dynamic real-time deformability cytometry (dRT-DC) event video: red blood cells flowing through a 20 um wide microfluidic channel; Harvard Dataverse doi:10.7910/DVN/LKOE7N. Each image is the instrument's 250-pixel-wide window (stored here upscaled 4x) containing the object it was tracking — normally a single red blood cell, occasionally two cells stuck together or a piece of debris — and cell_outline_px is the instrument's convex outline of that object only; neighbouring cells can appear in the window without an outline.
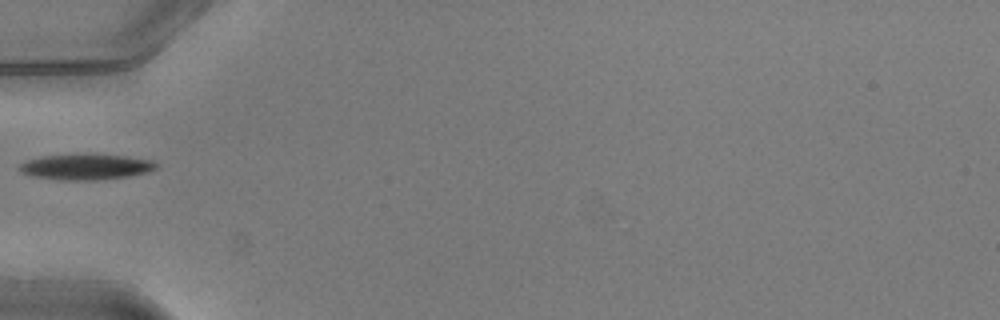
{"species": "common noctule bat (a hibernating species)", "species_latin": "Nyctalus noctula", "temperature_condition": "warm", "stored_images_in_passage": 19, "camera_frame_rate_fps": 3000, "um_per_image_px": 0.085, "animal": {"sex": "male", "body_mass_g": 20.5, "forearm_length_mm": 52.5}, "frame": {"image": 1, "passage_image": 1, "time_ms": 0.0, "image_size_px": [1000, 320], "cell_outline_px": [[160, 164], [156, 168], [148, 172], [128, 176], [96, 180], [60, 180], [32, 176], [24, 172], [20, 168], [20, 164], [28, 160], [40, 156], [84, 152], [124, 156], [152, 160]], "centroid_in_image_um": [7.33, 14.15], "position_along_channel_um": 77.7, "area_um2": 20.87}}
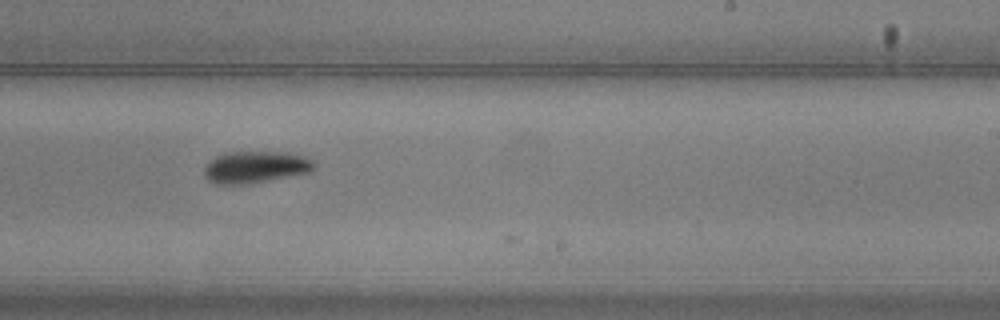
{"frame": {"image": 2, "passage_image": 15, "time_ms": 4.667, "image_size_px": [1000, 320], "cell_outline_px": [[316, 168], [312, 172], [252, 184], [216, 184], [208, 180], [204, 176], [204, 168], [208, 160], [216, 156], [228, 152], [288, 152], [304, 156], [312, 160], [316, 164]], "centroid_in_image_um": [21.74, 14.21], "position_along_channel_um": 267.3, "area_um2": 20.87}}
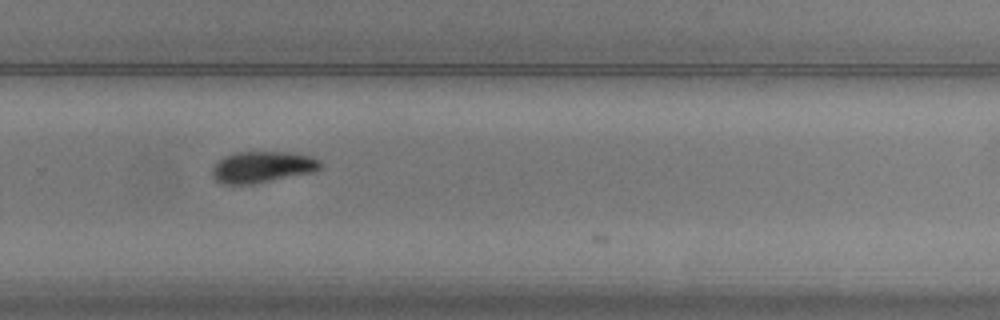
{"frame": {"image": 3, "passage_image": 18, "time_ms": 5.667, "image_size_px": [1000, 320], "cell_outline_px": [[324, 164], [320, 168], [312, 172], [252, 184], [220, 184], [216, 180], [212, 172], [212, 168], [224, 156], [236, 152], [292, 152], [312, 156], [320, 160]], "centroid_in_image_um": [22.32, 14.18], "position_along_channel_um": 307.5, "area_um2": 19.71}}